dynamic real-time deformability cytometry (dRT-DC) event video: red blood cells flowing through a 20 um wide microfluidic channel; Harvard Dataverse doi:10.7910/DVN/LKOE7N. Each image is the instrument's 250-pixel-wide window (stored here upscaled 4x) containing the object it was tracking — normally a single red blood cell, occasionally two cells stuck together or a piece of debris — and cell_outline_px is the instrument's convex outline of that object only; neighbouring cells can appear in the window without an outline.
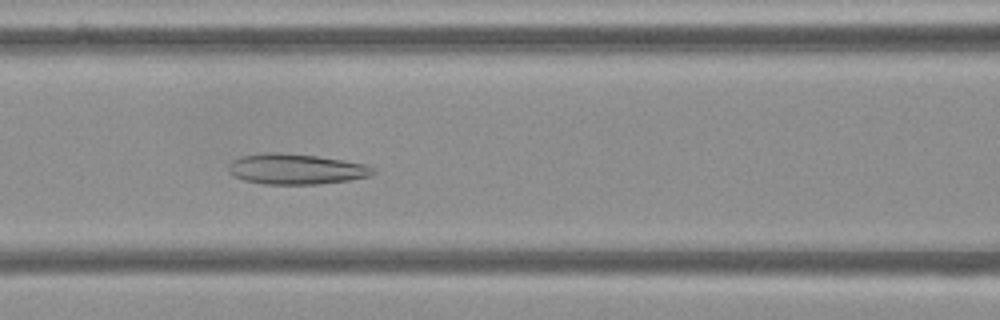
{"species": "Egyptian fruit bat (a non-hibernating species)", "species_latin": "Rousettus aegyptiacus", "temperature_condition": "cold", "stored_images_in_passage": 54, "camera_frame_rate_fps": 3000, "um_per_image_px": 0.085, "frame": {"image": 1, "passage_image": 23, "time_ms": 7.333, "image_size_px": [1000, 320], "cell_outline_px": [[376, 172], [368, 176], [348, 180], [320, 184], [264, 184], [244, 180], [232, 176], [228, 172], [228, 164], [232, 160], [240, 156], [268, 152], [280, 152], [316, 156], [344, 160], [364, 164], [372, 168]], "centroid_in_image_um": [25.09, 14.37], "position_along_channel_um": 141.5, "area_um2": 25.72}}
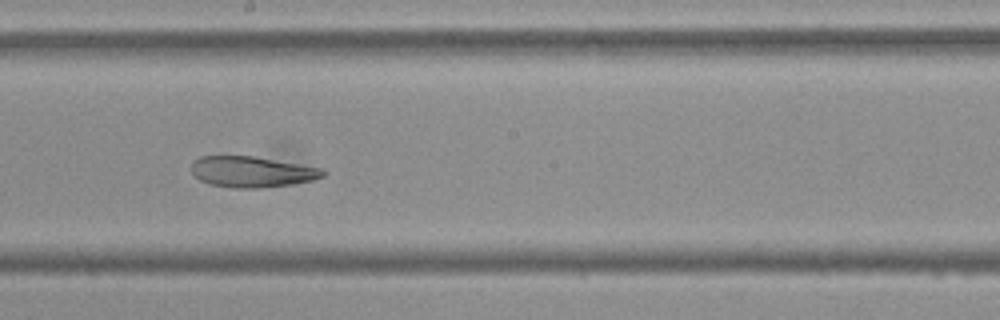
{"frame": {"image": 2, "passage_image": 30, "time_ms": 9.667, "image_size_px": [1000, 320], "cell_outline_px": [[328, 172], [324, 176], [312, 180], [288, 184], [256, 188], [232, 188], [208, 184], [200, 180], [192, 172], [192, 160], [200, 156], [252, 156], [324, 168]], "centroid_in_image_um": [21.41, 14.6], "position_along_channel_um": 226.8, "area_um2": 23.64}}
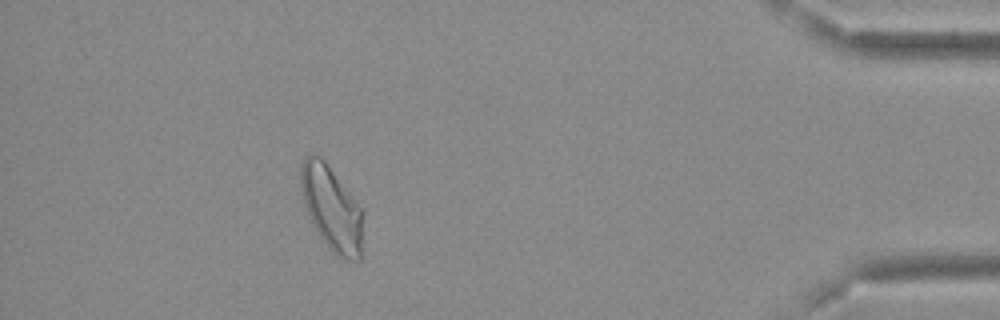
{"frame": {"image": 3, "passage_image": 49, "time_ms": 16.0, "image_size_px": [1000, 320], "cell_outline_px": [[360, 260], [348, 260], [336, 256], [328, 248], [312, 224], [304, 204], [300, 188], [300, 164], [304, 156], [308, 152], [316, 152], [324, 160], [360, 208]], "centroid_in_image_um": [28.09, 17.65], "position_along_channel_um": 407.1, "area_um2": 30.06}, "authors_computed_cell_mechanics": {"area_um2": 29.3624, "velocity_mm_per_s": 3.6717, "shape_relaxation_time_tau1_ms": null, "shape_relaxation_time_tau2_ms": 7.6732, "deformation_change_tau1": null, "deformation_change_tau2": 0.156}}